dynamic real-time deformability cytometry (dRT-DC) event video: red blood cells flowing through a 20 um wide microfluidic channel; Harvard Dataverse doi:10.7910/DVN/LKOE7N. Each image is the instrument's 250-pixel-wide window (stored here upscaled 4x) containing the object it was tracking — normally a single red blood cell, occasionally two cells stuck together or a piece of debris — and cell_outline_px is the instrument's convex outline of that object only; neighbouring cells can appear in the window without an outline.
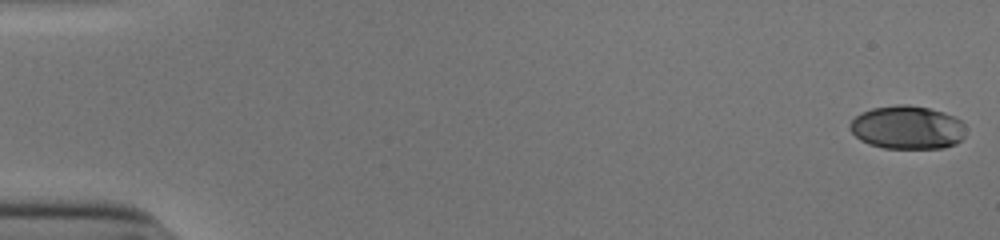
{"species": "human", "species_latin": "Homo sapiens", "temperature_condition": "cold", "stored_images_in_passage": 53, "camera_frame_rate_fps": 3000, "um_per_image_px": 0.085, "donor": {"sex": "male"}, "frame": {"image": 1, "passage_image": 1, "time_ms": 0.0, "image_size_px": [1000, 240], "cell_outline_px": [[964, 136], [956, 144], [944, 148], [884, 148], [868, 144], [860, 140], [848, 128], [848, 124], [860, 112], [872, 108], [896, 104], [908, 104], [928, 108], [944, 112], [960, 120], [964, 124]], "centroid_in_image_um": [77.09, 10.83], "position_along_channel_um": 7.9, "area_um2": 29.48}}
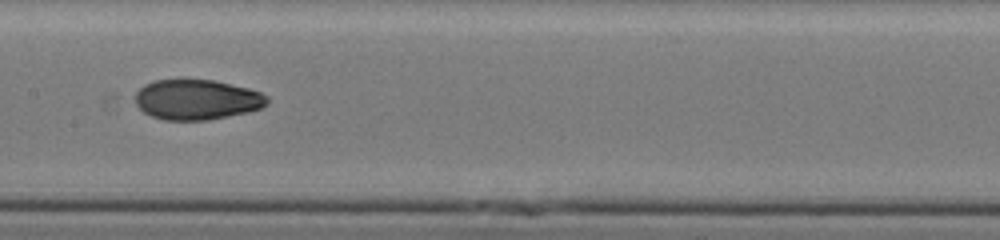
{"frame": {"image": 2, "passage_image": 28, "time_ms": 9.0, "image_size_px": [1000, 240], "cell_outline_px": [[268, 104], [260, 108], [248, 112], [208, 120], [164, 120], [152, 116], [144, 112], [136, 104], [136, 92], [144, 84], [152, 80], [212, 80], [248, 88], [260, 92], [268, 96]], "centroid_in_image_um": [16.73, 8.47], "position_along_channel_um": 190.7, "area_um2": 30.81}}
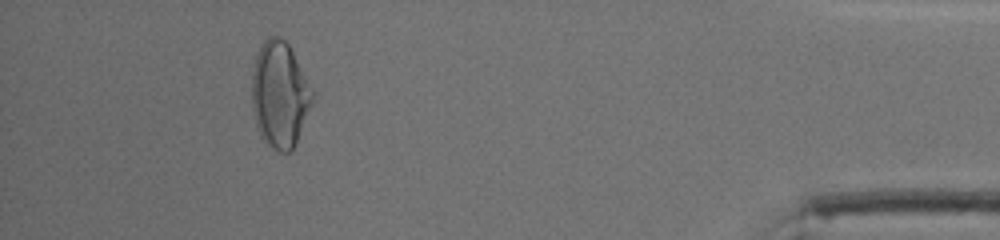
{"frame": {"image": 3, "passage_image": 49, "time_ms": 16.0, "image_size_px": [1000, 240], "cell_outline_px": [[316, 96], [296, 144], [292, 152], [280, 152], [264, 144], [260, 136], [256, 124], [252, 108], [252, 72], [256, 56], [264, 40], [268, 36], [280, 36], [288, 44], [316, 92]], "centroid_in_image_um": [23.81, 8.07], "position_along_channel_um": 411.4, "area_um2": 38.15}, "authors_computed_cell_mechanics": {"area_um2": 31.3276, "velocity_mm_per_s": 3.9186, "shape_relaxation_time_tau1_ms": 7.0819, "shape_relaxation_time_tau2_ms": 1.7764, "deformation_change_tau1": 0.2215, "deformation_change_tau2": 0.0623}}